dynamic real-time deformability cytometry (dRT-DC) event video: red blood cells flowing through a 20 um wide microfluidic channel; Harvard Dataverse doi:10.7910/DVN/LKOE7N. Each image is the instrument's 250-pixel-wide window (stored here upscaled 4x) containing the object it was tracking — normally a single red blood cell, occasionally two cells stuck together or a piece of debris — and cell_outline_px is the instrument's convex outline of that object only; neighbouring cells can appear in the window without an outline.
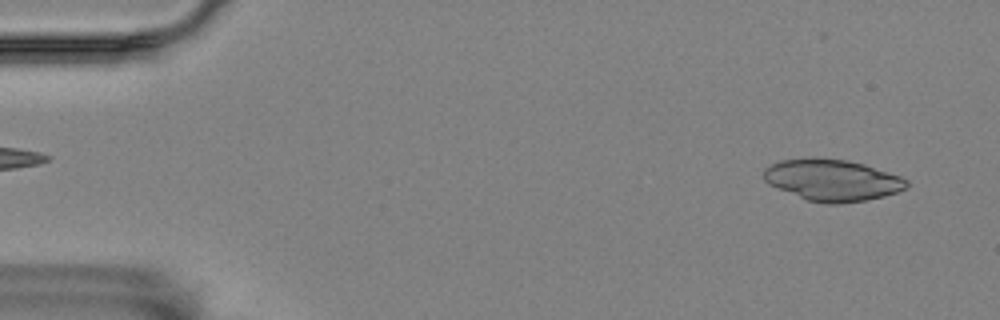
{"species": "Egyptian fruit bat (a non-hibernating species)", "species_latin": "Rousettus aegyptiacus", "temperature_condition": "room temperature", "stored_images_in_passage": 55, "camera_frame_rate_fps": 3000, "um_per_image_px": 0.085, "animal": {"sex": "female"}, "frame": {"image": 1, "passage_image": 3, "time_ms": 0.667, "image_size_px": [1000, 320], "cell_outline_px": [[908, 184], [904, 188], [896, 192], [884, 196], [864, 200], [840, 204], [828, 204], [808, 200], [768, 184], [764, 180], [764, 168], [780, 160], [812, 156], [816, 156], [848, 160], [864, 164], [900, 176], [908, 180]], "centroid_in_image_um": [70.71, 15.28], "position_along_channel_um": 14.3, "area_um2": 34.68}}